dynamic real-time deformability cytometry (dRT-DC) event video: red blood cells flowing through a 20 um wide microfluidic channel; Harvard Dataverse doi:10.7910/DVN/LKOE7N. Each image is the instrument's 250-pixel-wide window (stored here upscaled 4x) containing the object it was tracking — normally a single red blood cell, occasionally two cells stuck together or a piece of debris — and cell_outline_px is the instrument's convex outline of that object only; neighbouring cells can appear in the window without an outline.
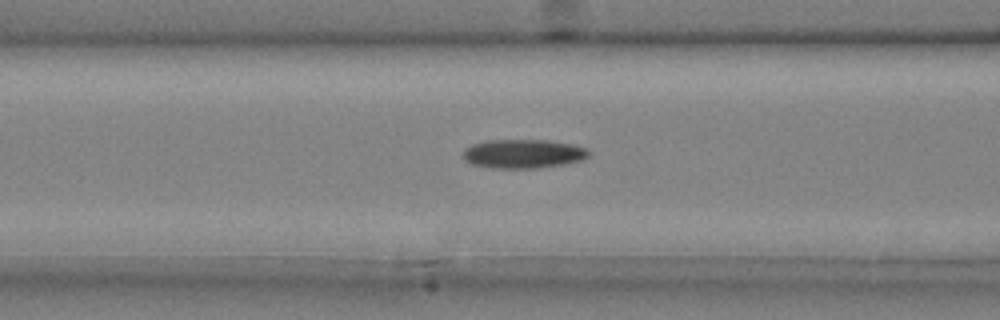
{"species": "common noctule bat (a hibernating species)", "species_latin": "Nyctalus noctula", "temperature_condition": "cold", "stored_images_in_passage": 43, "camera_frame_rate_fps": 3000, "um_per_image_px": 0.085, "animal": {"sex": "male", "body_mass_g": 20.4}, "frame": {"image": 1, "passage_image": 19, "time_ms": 6.0, "image_size_px": [1000, 320], "cell_outline_px": [[592, 152], [584, 160], [564, 164], [536, 168], [492, 168], [472, 164], [464, 160], [464, 148], [472, 144], [488, 140], [548, 140], [572, 144], [588, 148]], "centroid_in_image_um": [44.51, 13.07], "position_along_channel_um": 122.1, "area_um2": 21.39}}
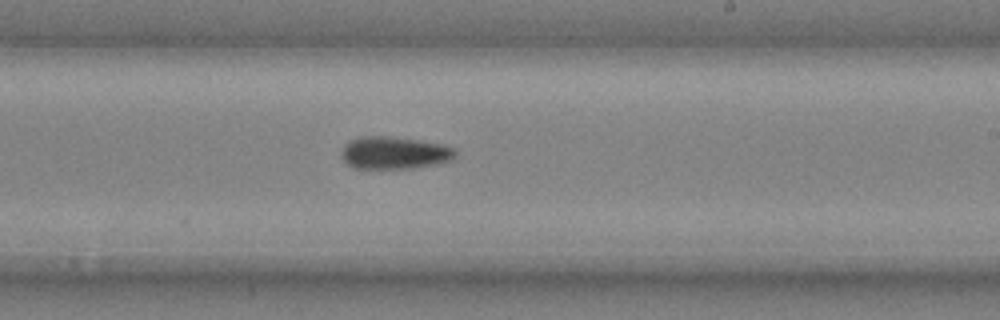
{"frame": {"image": 2, "passage_image": 29, "time_ms": 9.333, "image_size_px": [1000, 320], "cell_outline_px": [[456, 156], [452, 160], [440, 164], [412, 168], [356, 168], [348, 164], [340, 156], [340, 152], [344, 144], [348, 140], [360, 136], [388, 136], [420, 140], [440, 144], [456, 148]], "centroid_in_image_um": [33.52, 12.98], "position_along_channel_um": 255.5, "area_um2": 21.85}}
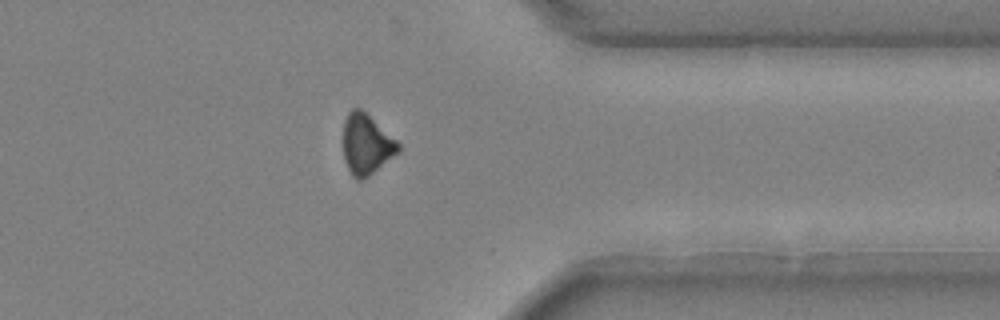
{"frame": {"image": 3, "passage_image": 39, "time_ms": 12.667, "image_size_px": [1000, 320], "cell_outline_px": [[400, 152], [368, 176], [360, 180], [356, 180], [352, 176], [344, 160], [344, 120], [348, 112], [352, 108], [360, 108], [396, 140], [400, 144]], "centroid_in_image_um": [31.14, 12.28], "position_along_channel_um": 380.3, "area_um2": 19.13}}